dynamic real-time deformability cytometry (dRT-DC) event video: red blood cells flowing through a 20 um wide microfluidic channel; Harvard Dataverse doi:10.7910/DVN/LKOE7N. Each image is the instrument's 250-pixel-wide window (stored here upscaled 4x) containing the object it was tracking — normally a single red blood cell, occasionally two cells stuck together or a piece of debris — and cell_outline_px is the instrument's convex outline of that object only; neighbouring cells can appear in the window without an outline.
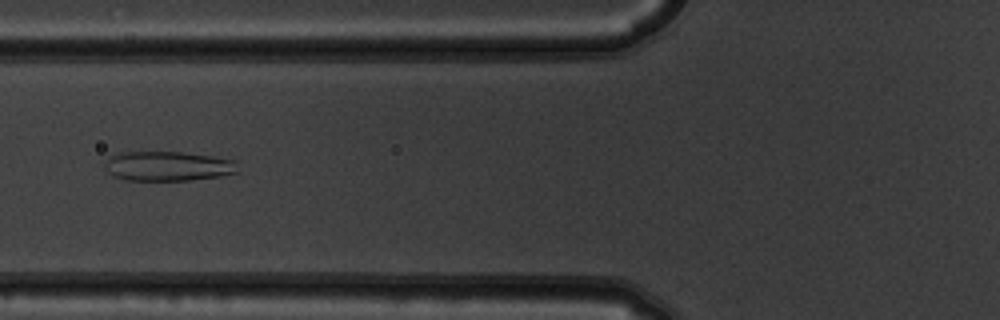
{"species": "common noctule bat (a hibernating species)", "species_latin": "Nyctalus noctula", "temperature_condition": "warm", "stored_images_in_passage": 7, "camera_frame_rate_fps": 3000, "um_per_image_px": 0.085, "animal": {"sex": "male", "body_mass_g": 19.5, "forearm_length_mm": 54.6}, "frame": {"image": 1, "passage_image": 7, "time_ms": 2.0, "image_size_px": [1000, 320], "cell_outline_px": [[236, 172], [220, 176], [192, 180], [124, 180], [108, 172], [104, 164], [112, 156], [120, 152], [180, 152], [212, 156], [236, 160]], "centroid_in_image_um": [14.28, 14.12], "position_along_channel_um": 111.5, "area_um2": 22.72}}